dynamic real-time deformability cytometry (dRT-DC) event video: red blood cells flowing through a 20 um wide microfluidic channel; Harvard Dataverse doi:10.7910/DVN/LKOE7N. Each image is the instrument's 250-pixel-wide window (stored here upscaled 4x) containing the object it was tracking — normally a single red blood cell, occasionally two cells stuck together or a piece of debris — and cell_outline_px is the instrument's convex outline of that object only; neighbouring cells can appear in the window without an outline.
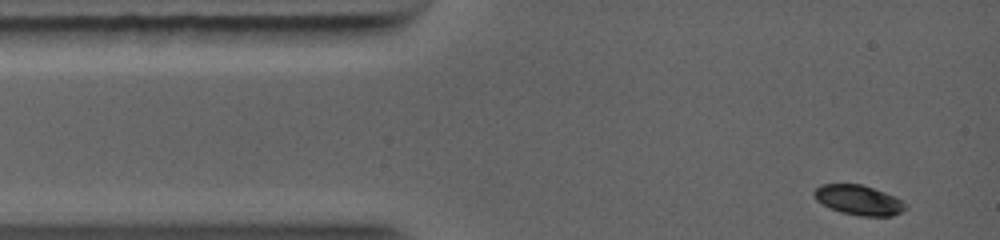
{"species": "common noctule bat (a hibernating species)", "species_latin": "Nyctalus noctula", "temperature_condition": "warm", "stored_images_in_passage": 12, "camera_frame_rate_fps": 5000, "um_per_image_px": 0.085, "animal": {"sex": "female", "body_mass_g": 19.0, "forearm_length_mm": 56.7}, "frame": {"image": 1, "passage_image": 1, "time_ms": 0.0, "image_size_px": [1000, 240], "cell_outline_px": [[908, 208], [892, 216], [860, 216], [840, 212], [816, 200], [812, 192], [820, 184], [860, 184], [884, 192], [900, 200]], "centroid_in_image_um": [72.95, 17.0], "position_along_channel_um": 12.0, "area_um2": 15.66}}
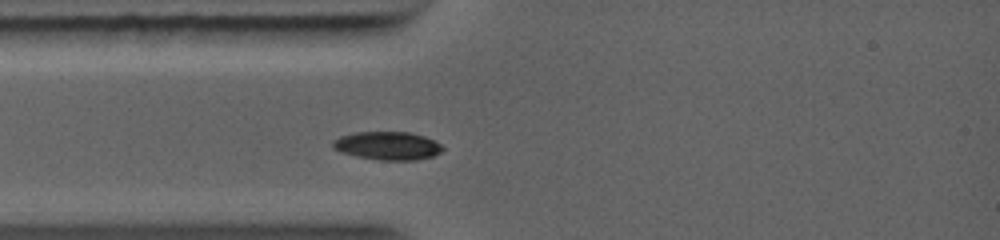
{"frame": {"image": 2, "passage_image": 7, "time_ms": 2.0, "image_size_px": [1000, 240], "cell_outline_px": [[444, 148], [440, 152], [432, 156], [416, 160], [380, 160], [356, 156], [340, 152], [332, 148], [332, 140], [340, 136], [356, 132], [408, 132], [424, 136], [440, 144]], "centroid_in_image_um": [32.9, 12.39], "position_along_channel_um": 52.1, "area_um2": 18.03}}
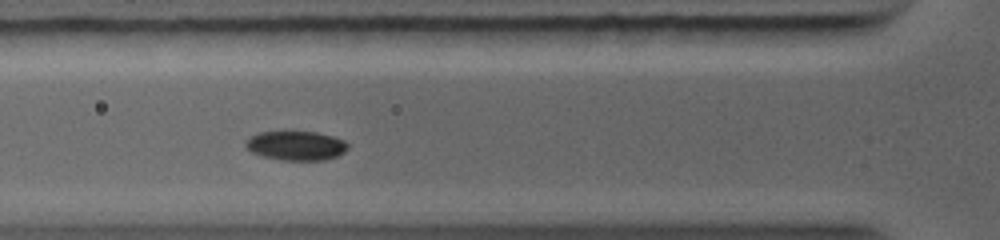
{"frame": {"image": 3, "passage_image": 10, "time_ms": 3.0, "image_size_px": [1000, 240], "cell_outline_px": [[348, 148], [344, 152], [336, 156], [324, 160], [284, 160], [264, 156], [252, 152], [244, 144], [244, 140], [256, 132], [316, 132], [332, 136], [344, 140], [348, 144]], "centroid_in_image_um": [25.15, 12.37], "position_along_channel_um": 100.7, "area_um2": 17.34}}